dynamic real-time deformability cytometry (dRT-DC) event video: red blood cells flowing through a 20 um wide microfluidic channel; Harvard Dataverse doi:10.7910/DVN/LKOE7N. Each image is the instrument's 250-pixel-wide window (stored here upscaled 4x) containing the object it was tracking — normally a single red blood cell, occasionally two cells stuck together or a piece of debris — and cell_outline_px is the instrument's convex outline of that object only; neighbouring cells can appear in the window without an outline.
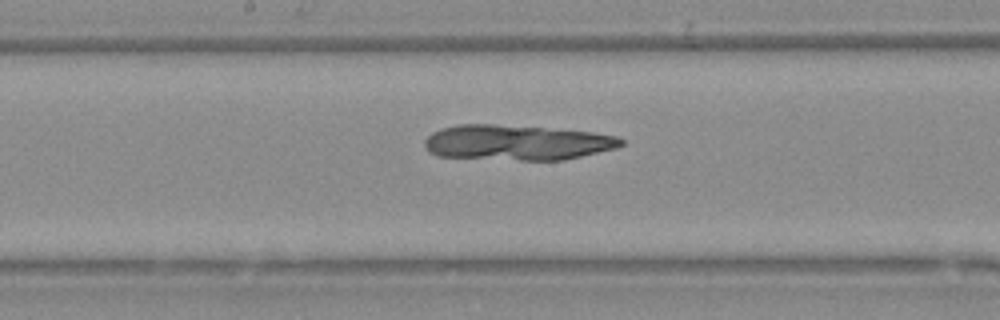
{"species": "Egyptian fruit bat (a non-hibernating species)", "species_latin": "Rousettus aegyptiacus", "temperature_condition": "warm", "stored_images_in_passage": 54, "segment_of_instrument_passage": [3, 3], "camera_frame_rate_fps": 3000, "um_per_image_px": 0.085, "animal": {"sex": "female"}, "frame": {"image": 1, "passage_image": 30, "time_ms": 9.667, "image_size_px": [1000, 320], "cell_outline_px": [[620, 144], [608, 148], [572, 156], [552, 160], [536, 160], [448, 156], [436, 152], [428, 148], [428, 140], [436, 132], [448, 128], [536, 128], [580, 132], [608, 136], [620, 140]], "centroid_in_image_um": [43.95, 12.17], "position_along_channel_um": 204.2, "area_um2": 35.08}}
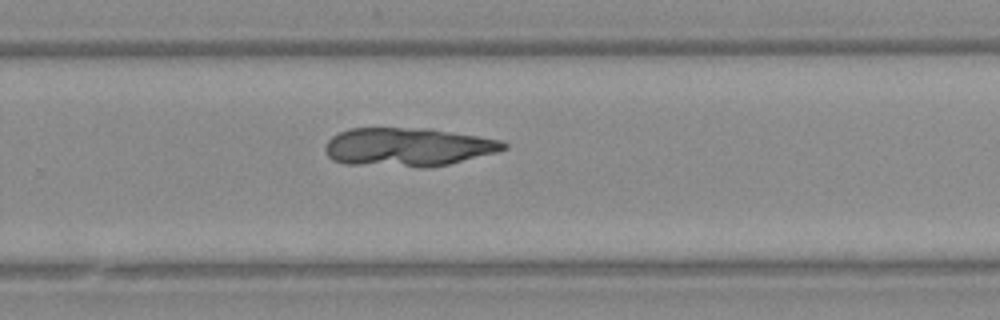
{"frame": {"image": 2, "passage_image": 37, "time_ms": 12.0, "image_size_px": [1000, 320], "cell_outline_px": [[504, 148], [444, 164], [408, 164], [340, 160], [332, 156], [328, 152], [328, 144], [336, 136], [344, 132], [360, 128], [392, 128], [436, 132], [468, 136], [492, 140], [504, 144]], "centroid_in_image_um": [34.62, 12.45], "position_along_channel_um": 295.2, "area_um2": 34.45}}
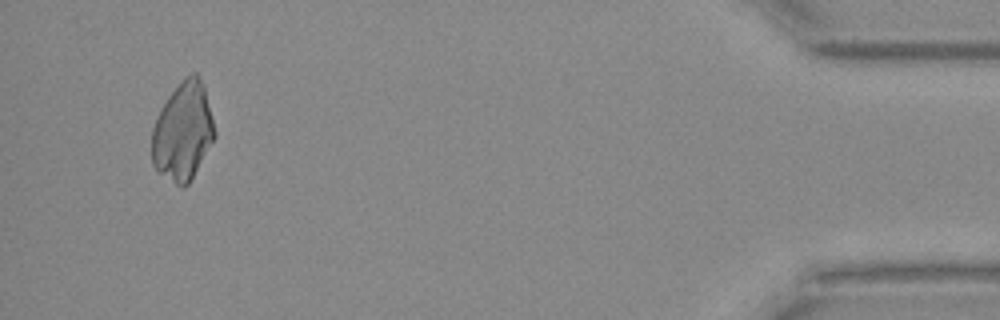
{"frame": {"image": 3, "passage_image": 52, "time_ms": 17.0, "image_size_px": [1000, 320], "cell_outline_px": [[212, 140], [188, 180], [184, 184], [164, 168], [152, 156], [152, 136], [156, 124], [168, 100], [180, 88], [204, 96], [212, 124]], "centroid_in_image_um": [15.5, 11.4], "position_along_channel_um": 419.7, "area_um2": 28.55}}